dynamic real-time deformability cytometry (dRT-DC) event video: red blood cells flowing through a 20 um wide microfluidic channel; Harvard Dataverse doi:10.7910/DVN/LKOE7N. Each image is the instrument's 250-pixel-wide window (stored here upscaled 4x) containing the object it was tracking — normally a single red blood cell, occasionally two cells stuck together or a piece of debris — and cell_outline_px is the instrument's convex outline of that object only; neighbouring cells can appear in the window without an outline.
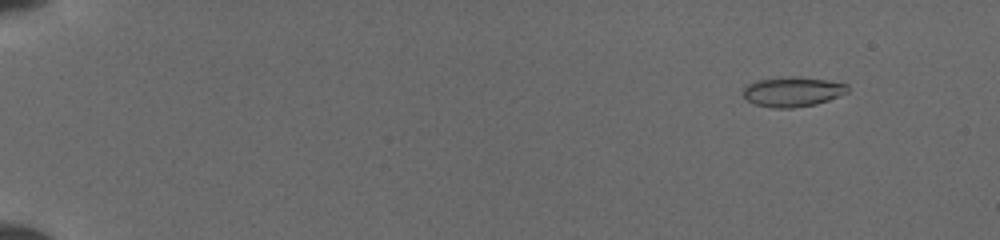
{"species": "common noctule bat (a hibernating species)", "species_latin": "Nyctalus noctula", "temperature_condition": "cold", "stored_images_in_passage": 34, "camera_frame_rate_fps": 3000, "um_per_image_px": 0.085, "animal": {"sex": "female", "body_mass_g": 19.5, "forearm_length_mm": 54.1}, "frame": {"image": 1, "passage_image": 3, "time_ms": 1.333, "image_size_px": [1000, 240], "cell_outline_px": [[848, 92], [828, 100], [816, 104], [792, 108], [772, 108], [756, 104], [748, 100], [744, 96], [744, 88], [748, 84], [756, 80], [824, 80], [848, 84]], "centroid_in_image_um": [67.38, 7.86], "position_along_channel_um": 17.6, "area_um2": 16.94}}
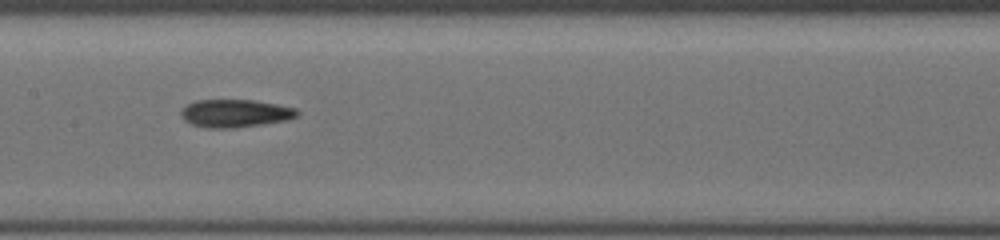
{"frame": {"image": 2, "passage_image": 17, "time_ms": 9.0, "image_size_px": [1000, 240], "cell_outline_px": [[300, 112], [296, 116], [288, 120], [236, 128], [208, 128], [192, 124], [184, 120], [180, 116], [180, 112], [188, 104], [196, 100], [252, 100], [276, 104], [296, 108]], "centroid_in_image_um": [19.99, 9.64], "position_along_channel_um": 187.4, "area_um2": 18.84}}
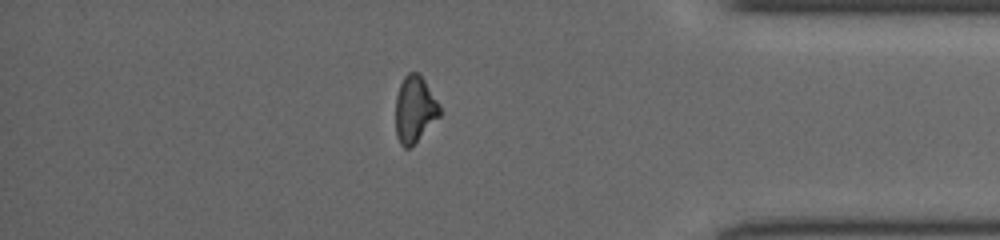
{"frame": {"image": 3, "passage_image": 30, "time_ms": 14.667, "image_size_px": [1000, 240], "cell_outline_px": [[440, 116], [408, 148], [404, 148], [400, 144], [396, 136], [396, 96], [400, 84], [404, 76], [408, 72], [420, 72], [440, 104]], "centroid_in_image_um": [35.25, 9.24], "position_along_channel_um": 400.0, "area_um2": 17.05}}